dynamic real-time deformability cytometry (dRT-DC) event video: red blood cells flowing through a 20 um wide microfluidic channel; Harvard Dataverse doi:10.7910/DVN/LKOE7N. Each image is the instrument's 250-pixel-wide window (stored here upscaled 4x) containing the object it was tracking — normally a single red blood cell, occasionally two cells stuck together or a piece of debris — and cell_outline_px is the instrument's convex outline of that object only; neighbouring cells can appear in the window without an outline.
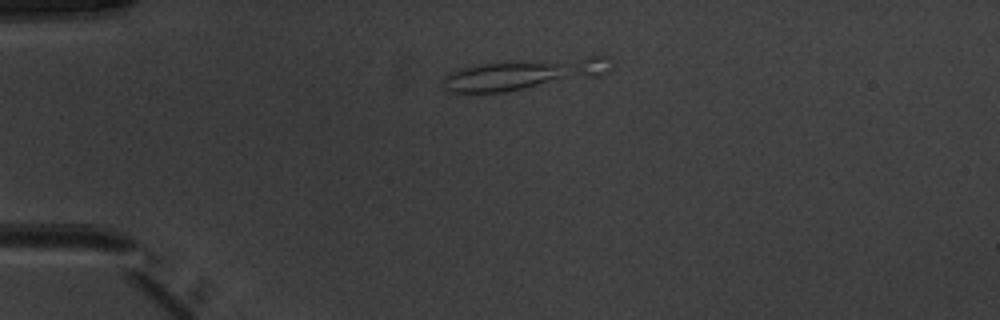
{"species": "common noctule bat (a hibernating species)", "species_latin": "Nyctalus noctula", "temperature_condition": "warm", "stored_images_in_passage": 10, "camera_frame_rate_fps": 3000, "um_per_image_px": 0.085, "animal": {"sex": "male", "body_mass_g": 20.1, "forearm_length_mm": 53.5}, "frame": {"image": 1, "passage_image": 1, "time_ms": 0.0, "image_size_px": [1000, 320], "cell_outline_px": [[612, 60], [608, 72], [596, 76], [504, 92], [452, 92], [444, 88], [444, 76], [452, 72], [464, 68], [480, 64], [508, 60], [588, 56], [612, 56]], "centroid_in_image_um": [44.61, 6.26], "position_along_channel_um": 40.4, "area_um2": 30.17}}
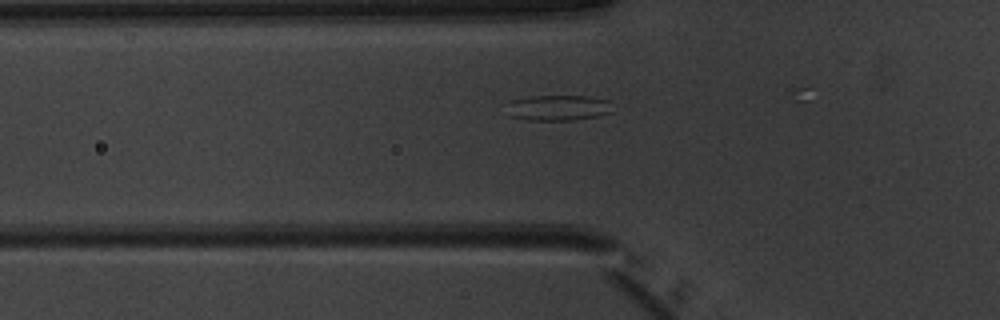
{"frame": {"image": 2, "passage_image": 6, "time_ms": 1.667, "image_size_px": [1000, 320], "cell_outline_px": [[612, 112], [596, 116], [572, 120], [528, 120], [508, 116], [504, 104], [508, 100], [528, 96], [588, 96], [612, 100]], "centroid_in_image_um": [47.38, 9.15], "position_along_channel_um": 78.4, "area_um2": 16.3}}